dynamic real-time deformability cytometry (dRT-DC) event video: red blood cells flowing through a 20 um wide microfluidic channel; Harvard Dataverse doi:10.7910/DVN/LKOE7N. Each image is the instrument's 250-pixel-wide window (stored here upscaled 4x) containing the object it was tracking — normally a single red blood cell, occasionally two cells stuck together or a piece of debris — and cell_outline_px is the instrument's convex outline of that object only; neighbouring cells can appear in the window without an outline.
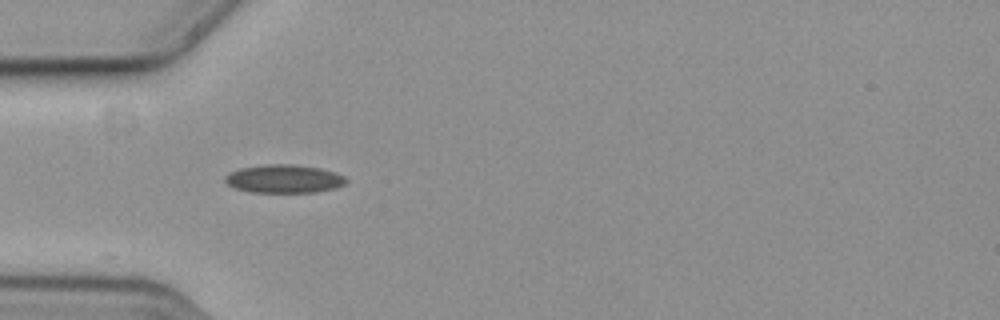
{"species": "common noctule bat (a hibernating species)", "species_latin": "Nyctalus noctula", "temperature_condition": "cold", "stored_images_in_passage": 40, "camera_frame_rate_fps": 3000, "um_per_image_px": 0.085, "animal": {"sex": "female", "body_mass_g": 19.3, "forearm_length_mm": 54.1}, "frame": {"image": 1, "passage_image": 1, "time_ms": 0.0, "image_size_px": [1000, 320], "cell_outline_px": [[348, 180], [344, 184], [336, 188], [316, 192], [248, 192], [236, 188], [228, 184], [224, 180], [224, 176], [240, 168], [268, 164], [292, 164], [320, 168], [336, 172], [344, 176]], "centroid_in_image_um": [24.17, 15.2], "position_along_channel_um": 60.8, "area_um2": 19.94}}
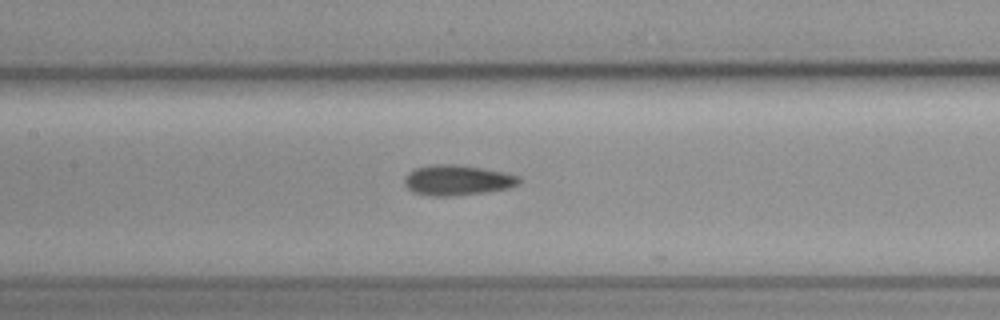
{"frame": {"image": 2, "passage_image": 10, "time_ms": 3.0, "image_size_px": [1000, 320], "cell_outline_px": [[520, 184], [508, 188], [488, 192], [456, 196], [428, 196], [412, 192], [404, 184], [404, 180], [408, 172], [412, 168], [432, 164], [456, 164], [484, 168], [504, 172], [520, 176]], "centroid_in_image_um": [38.86, 15.31], "position_along_channel_um": 168.5, "area_um2": 20.69}}
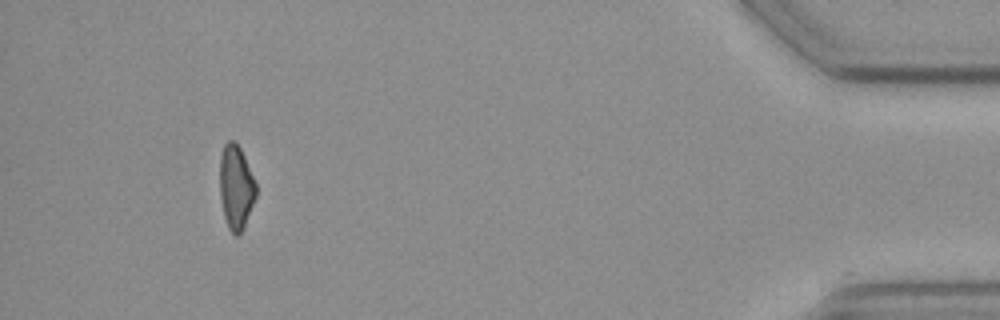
{"frame": {"image": 3, "passage_image": 36, "time_ms": 11.667, "image_size_px": [1000, 320], "cell_outline_px": [[256, 196], [244, 228], [236, 236], [228, 228], [224, 216], [220, 196], [220, 156], [224, 144], [228, 140], [236, 140], [244, 156], [256, 184]], "centroid_in_image_um": [20.05, 15.89], "position_along_channel_um": 415.1, "area_um2": 17.74}}